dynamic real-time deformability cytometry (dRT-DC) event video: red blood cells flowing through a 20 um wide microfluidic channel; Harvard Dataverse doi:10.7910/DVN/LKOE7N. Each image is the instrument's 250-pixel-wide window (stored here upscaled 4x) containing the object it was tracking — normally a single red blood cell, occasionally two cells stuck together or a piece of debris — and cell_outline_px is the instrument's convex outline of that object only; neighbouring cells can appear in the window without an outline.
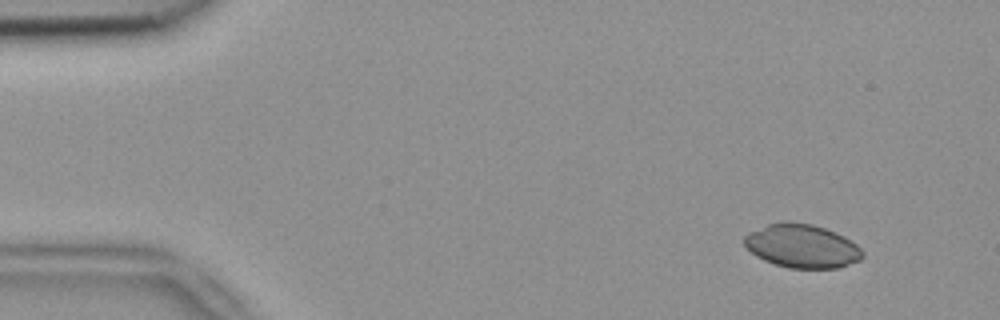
{"species": "common noctule bat (a hibernating species)", "species_latin": "Nyctalus noctula", "temperature_condition": "room temperature", "stored_images_in_passage": 4, "camera_frame_rate_fps": 3000, "um_per_image_px": 0.085, "animal": {"sex": "female", "body_mass_g": 18.4}, "frame": {"image": 1, "passage_image": 1, "time_ms": 0.0, "image_size_px": [1000, 320], "cell_outline_px": [[864, 256], [860, 260], [836, 268], [788, 268], [764, 260], [756, 256], [744, 244], [744, 236], [748, 232], [768, 224], [780, 220], [788, 220], [812, 224], [824, 228], [844, 236], [856, 244], [864, 252]], "centroid_in_image_um": [68.15, 20.89], "position_along_channel_um": 16.8, "area_um2": 30.11}}